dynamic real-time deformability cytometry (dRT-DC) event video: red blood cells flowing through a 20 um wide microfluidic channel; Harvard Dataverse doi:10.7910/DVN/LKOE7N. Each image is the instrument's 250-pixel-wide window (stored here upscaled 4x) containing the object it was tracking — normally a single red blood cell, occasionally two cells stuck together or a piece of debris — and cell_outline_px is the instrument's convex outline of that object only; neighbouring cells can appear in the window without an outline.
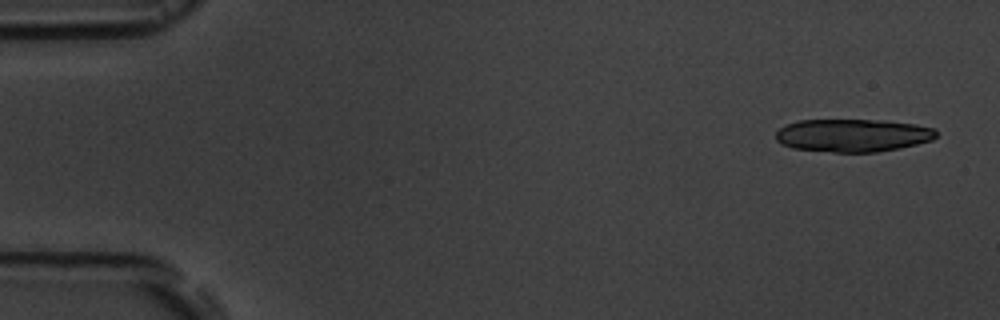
{"species": "common noctule bat (a hibernating species)", "species_latin": "Nyctalus noctula", "temperature_condition": "room temperature", "stored_images_in_passage": 5, "camera_frame_rate_fps": 3000, "um_per_image_px": 0.085, "animal": {"sex": "male", "body_mass_g": 19.5, "forearm_length_mm": 54.6}, "frame": {"image": 1, "passage_image": 1, "time_ms": 0.0, "image_size_px": [1000, 320], "cell_outline_px": [[936, 136], [932, 140], [900, 148], [876, 152], [832, 152], [792, 148], [780, 144], [776, 140], [776, 132], [780, 128], [788, 124], [800, 120], [884, 120], [916, 124], [936, 128]], "centroid_in_image_um": [72.49, 11.5], "position_along_channel_um": 12.5, "area_um2": 30.87}}
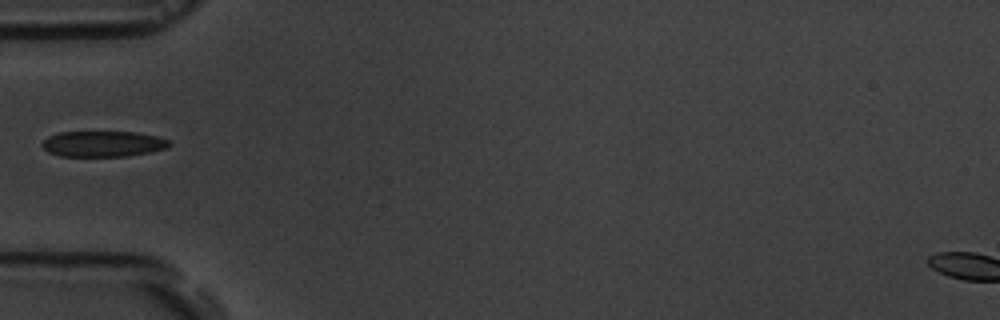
{"frame": {"image": 2, "passage_image": 5, "time_ms": 5.333, "image_size_px": [1000, 320], "cell_outline_px": [[172, 144], [168, 148], [148, 152], [124, 156], [60, 156], [48, 152], [40, 144], [48, 136], [60, 132], [136, 132], [156, 136], [172, 140]], "centroid_in_image_um": [8.77, 12.22], "position_along_channel_um": 76.2, "area_um2": 19.13}}